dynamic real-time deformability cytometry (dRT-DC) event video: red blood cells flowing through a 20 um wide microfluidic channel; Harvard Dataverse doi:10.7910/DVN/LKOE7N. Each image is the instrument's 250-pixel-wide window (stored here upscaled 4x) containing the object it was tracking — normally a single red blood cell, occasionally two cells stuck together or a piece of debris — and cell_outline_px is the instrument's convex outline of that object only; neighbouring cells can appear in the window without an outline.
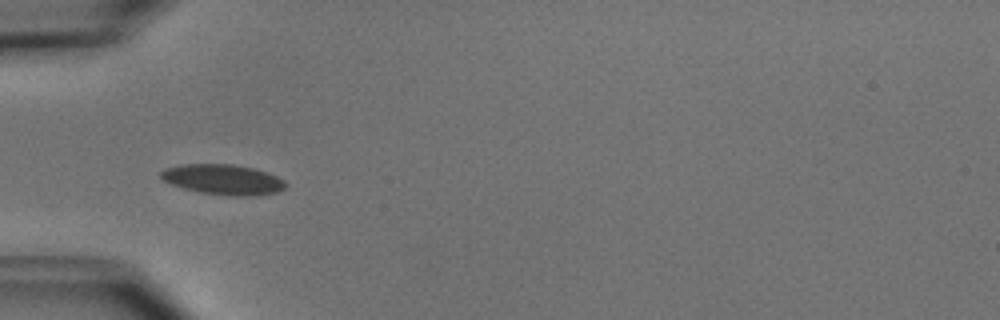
{"species": "common noctule bat (a hibernating species)", "species_latin": "Nyctalus noctula", "temperature_condition": "cold", "stored_images_in_passage": 6, "camera_frame_rate_fps": 3000, "um_per_image_px": 0.085, "animal": {"sex": "male", "body_mass_g": 15.6}, "frame": {"image": 1, "passage_image": 4, "time_ms": 3.333, "image_size_px": [1000, 320], "cell_outline_px": [[288, 184], [284, 188], [276, 192], [252, 196], [228, 196], [200, 192], [184, 188], [172, 184], [164, 180], [160, 176], [160, 172], [164, 168], [180, 164], [232, 164], [256, 168], [268, 172], [284, 180]], "centroid_in_image_um": [18.98, 15.25], "position_along_channel_um": 66.0, "area_um2": 22.14}}